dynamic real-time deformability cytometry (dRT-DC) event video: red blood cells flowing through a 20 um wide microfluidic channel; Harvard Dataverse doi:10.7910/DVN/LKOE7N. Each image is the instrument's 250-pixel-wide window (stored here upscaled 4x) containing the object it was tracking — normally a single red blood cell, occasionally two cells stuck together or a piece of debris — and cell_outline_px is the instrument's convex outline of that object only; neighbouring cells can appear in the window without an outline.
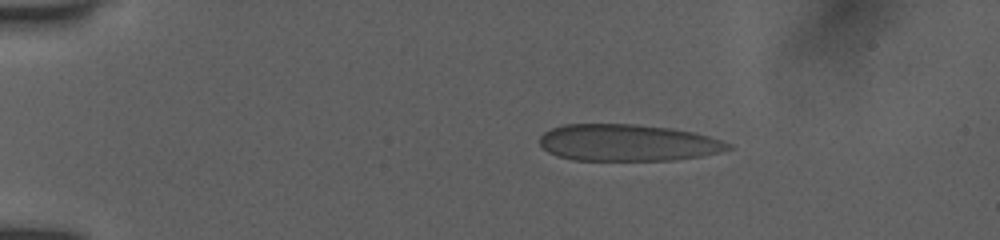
{"species": "human", "species_latin": "Homo sapiens", "temperature_condition": "room temperature", "stored_images_in_passage": 9, "camera_frame_rate_fps": 3000, "um_per_image_px": 0.085, "donor": {"sex": "female"}, "frame": {"image": 1, "passage_image": 3, "time_ms": 1.667, "image_size_px": [1000, 240], "cell_outline_px": [[732, 148], [720, 152], [700, 156], [676, 160], [572, 160], [556, 156], [548, 152], [540, 144], [540, 136], [544, 132], [552, 128], [564, 124], [636, 124], [672, 128], [692, 132], [708, 136], [732, 144]], "centroid_in_image_um": [53.34, 12.13], "position_along_channel_um": 31.7, "area_um2": 40.46}}
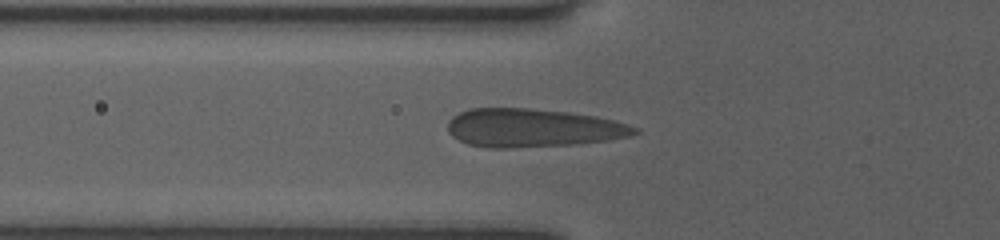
{"frame": {"image": 2, "passage_image": 7, "time_ms": 4.667, "image_size_px": [1000, 240], "cell_outline_px": [[640, 132], [632, 136], [608, 140], [580, 144], [512, 148], [488, 148], [468, 144], [452, 136], [448, 132], [448, 120], [452, 116], [468, 108], [528, 108], [568, 112], [596, 116], [628, 124], [636, 128]], "centroid_in_image_um": [45.27, 10.88], "position_along_channel_um": 80.5, "area_um2": 42.14}}
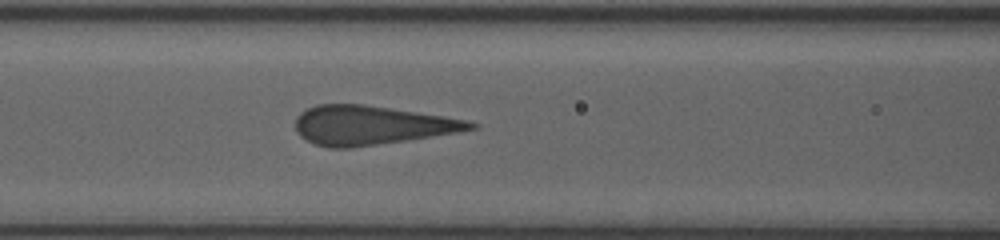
{"frame": {"image": 3, "passage_image": 9, "time_ms": 6.0, "image_size_px": [1000, 240], "cell_outline_px": [[480, 124], [476, 128], [456, 132], [404, 140], [348, 148], [328, 148], [316, 144], [300, 136], [296, 132], [296, 116], [300, 112], [316, 104], [364, 104], [444, 116], [468, 120]], "centroid_in_image_um": [31.53, 10.63], "position_along_channel_um": 135.1, "area_um2": 39.42}}